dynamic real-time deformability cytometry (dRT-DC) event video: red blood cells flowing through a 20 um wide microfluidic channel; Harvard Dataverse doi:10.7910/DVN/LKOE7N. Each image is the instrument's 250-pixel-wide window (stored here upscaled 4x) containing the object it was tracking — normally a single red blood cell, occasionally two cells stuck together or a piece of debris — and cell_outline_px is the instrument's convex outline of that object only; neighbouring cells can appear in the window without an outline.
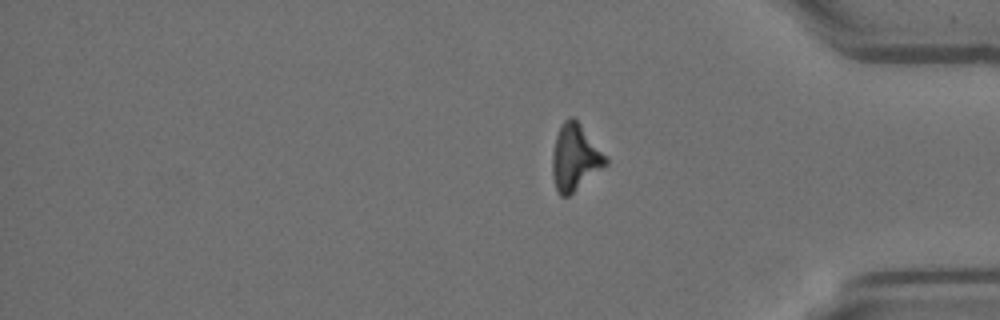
{"species": "Egyptian fruit bat (a non-hibernating species)", "species_latin": "Rousettus aegyptiacus", "temperature_condition": "room temperature", "stored_images_in_passage": 13, "segment_of_instrument_passage": [2, 2], "camera_frame_rate_fps": 3000, "um_per_image_px": 0.085, "animal": {"sex": "female"}, "frame": {"image": 1, "passage_image": 13, "time_ms": 4.0, "image_size_px": [1000, 320], "cell_outline_px": [[608, 164], [568, 196], [560, 196], [556, 188], [552, 176], [552, 152], [556, 136], [560, 124], [568, 116], [572, 116], [580, 124], [608, 156]], "centroid_in_image_um": [48.88, 13.36], "position_along_channel_um": 386.3, "area_um2": 20.69}}